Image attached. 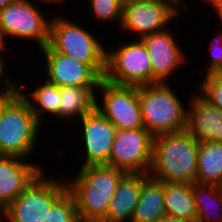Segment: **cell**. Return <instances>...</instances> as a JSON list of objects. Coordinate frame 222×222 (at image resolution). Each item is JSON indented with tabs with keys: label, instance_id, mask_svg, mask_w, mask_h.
Segmentation results:
<instances>
[{
	"label": "cell",
	"instance_id": "1",
	"mask_svg": "<svg viewBox=\"0 0 222 222\" xmlns=\"http://www.w3.org/2000/svg\"><path fill=\"white\" fill-rule=\"evenodd\" d=\"M125 171L108 165H90L67 182L73 195L80 222H101Z\"/></svg>",
	"mask_w": 222,
	"mask_h": 222
},
{
	"label": "cell",
	"instance_id": "2",
	"mask_svg": "<svg viewBox=\"0 0 222 222\" xmlns=\"http://www.w3.org/2000/svg\"><path fill=\"white\" fill-rule=\"evenodd\" d=\"M198 146L187 130L154 137L149 176L161 182L196 183Z\"/></svg>",
	"mask_w": 222,
	"mask_h": 222
},
{
	"label": "cell",
	"instance_id": "3",
	"mask_svg": "<svg viewBox=\"0 0 222 222\" xmlns=\"http://www.w3.org/2000/svg\"><path fill=\"white\" fill-rule=\"evenodd\" d=\"M169 83L139 87L144 128L154 137L187 130L188 109Z\"/></svg>",
	"mask_w": 222,
	"mask_h": 222
},
{
	"label": "cell",
	"instance_id": "4",
	"mask_svg": "<svg viewBox=\"0 0 222 222\" xmlns=\"http://www.w3.org/2000/svg\"><path fill=\"white\" fill-rule=\"evenodd\" d=\"M40 129L30 104L19 92L4 107L1 116L0 155L28 159L35 149Z\"/></svg>",
	"mask_w": 222,
	"mask_h": 222
},
{
	"label": "cell",
	"instance_id": "5",
	"mask_svg": "<svg viewBox=\"0 0 222 222\" xmlns=\"http://www.w3.org/2000/svg\"><path fill=\"white\" fill-rule=\"evenodd\" d=\"M48 46L56 52L90 64L102 77L107 49L92 32L61 14L51 18ZM84 27V28H83Z\"/></svg>",
	"mask_w": 222,
	"mask_h": 222
},
{
	"label": "cell",
	"instance_id": "6",
	"mask_svg": "<svg viewBox=\"0 0 222 222\" xmlns=\"http://www.w3.org/2000/svg\"><path fill=\"white\" fill-rule=\"evenodd\" d=\"M114 49L106 51L103 79L117 85L140 87L152 84L150 57L147 48L139 38L117 44V48Z\"/></svg>",
	"mask_w": 222,
	"mask_h": 222
},
{
	"label": "cell",
	"instance_id": "7",
	"mask_svg": "<svg viewBox=\"0 0 222 222\" xmlns=\"http://www.w3.org/2000/svg\"><path fill=\"white\" fill-rule=\"evenodd\" d=\"M45 176V177H44ZM68 189L67 184L42 172L3 211L5 222H43L52 204Z\"/></svg>",
	"mask_w": 222,
	"mask_h": 222
},
{
	"label": "cell",
	"instance_id": "8",
	"mask_svg": "<svg viewBox=\"0 0 222 222\" xmlns=\"http://www.w3.org/2000/svg\"><path fill=\"white\" fill-rule=\"evenodd\" d=\"M32 3V0H20L7 5L0 11V33L6 38L35 41L39 48L49 42L51 19L48 20Z\"/></svg>",
	"mask_w": 222,
	"mask_h": 222
},
{
	"label": "cell",
	"instance_id": "9",
	"mask_svg": "<svg viewBox=\"0 0 222 222\" xmlns=\"http://www.w3.org/2000/svg\"><path fill=\"white\" fill-rule=\"evenodd\" d=\"M98 89H101L103 101L100 105L96 93V109L109 119L117 130L144 128L138 86L117 85L102 79Z\"/></svg>",
	"mask_w": 222,
	"mask_h": 222
},
{
	"label": "cell",
	"instance_id": "10",
	"mask_svg": "<svg viewBox=\"0 0 222 222\" xmlns=\"http://www.w3.org/2000/svg\"><path fill=\"white\" fill-rule=\"evenodd\" d=\"M154 136L145 128L117 130L109 166L126 173L149 174L153 159Z\"/></svg>",
	"mask_w": 222,
	"mask_h": 222
},
{
	"label": "cell",
	"instance_id": "11",
	"mask_svg": "<svg viewBox=\"0 0 222 222\" xmlns=\"http://www.w3.org/2000/svg\"><path fill=\"white\" fill-rule=\"evenodd\" d=\"M180 9L171 0H144L123 8V32L137 33L139 39L168 28L178 18Z\"/></svg>",
	"mask_w": 222,
	"mask_h": 222
},
{
	"label": "cell",
	"instance_id": "12",
	"mask_svg": "<svg viewBox=\"0 0 222 222\" xmlns=\"http://www.w3.org/2000/svg\"><path fill=\"white\" fill-rule=\"evenodd\" d=\"M41 50L48 82L58 87H99L103 77L90 64L53 51L48 45Z\"/></svg>",
	"mask_w": 222,
	"mask_h": 222
},
{
	"label": "cell",
	"instance_id": "13",
	"mask_svg": "<svg viewBox=\"0 0 222 222\" xmlns=\"http://www.w3.org/2000/svg\"><path fill=\"white\" fill-rule=\"evenodd\" d=\"M83 127L81 141L86 153L80 168L90 165H108L117 128L97 109L80 118Z\"/></svg>",
	"mask_w": 222,
	"mask_h": 222
},
{
	"label": "cell",
	"instance_id": "14",
	"mask_svg": "<svg viewBox=\"0 0 222 222\" xmlns=\"http://www.w3.org/2000/svg\"><path fill=\"white\" fill-rule=\"evenodd\" d=\"M175 39L167 28L140 38L150 57L152 84L168 83L167 79L187 60Z\"/></svg>",
	"mask_w": 222,
	"mask_h": 222
},
{
	"label": "cell",
	"instance_id": "15",
	"mask_svg": "<svg viewBox=\"0 0 222 222\" xmlns=\"http://www.w3.org/2000/svg\"><path fill=\"white\" fill-rule=\"evenodd\" d=\"M25 158L0 155V210L3 212L43 172Z\"/></svg>",
	"mask_w": 222,
	"mask_h": 222
},
{
	"label": "cell",
	"instance_id": "16",
	"mask_svg": "<svg viewBox=\"0 0 222 222\" xmlns=\"http://www.w3.org/2000/svg\"><path fill=\"white\" fill-rule=\"evenodd\" d=\"M188 106L187 131L199 142H222V111L196 92Z\"/></svg>",
	"mask_w": 222,
	"mask_h": 222
},
{
	"label": "cell",
	"instance_id": "17",
	"mask_svg": "<svg viewBox=\"0 0 222 222\" xmlns=\"http://www.w3.org/2000/svg\"><path fill=\"white\" fill-rule=\"evenodd\" d=\"M148 177L149 174L126 173L119 181L106 217L101 222H131L143 182Z\"/></svg>",
	"mask_w": 222,
	"mask_h": 222
},
{
	"label": "cell",
	"instance_id": "18",
	"mask_svg": "<svg viewBox=\"0 0 222 222\" xmlns=\"http://www.w3.org/2000/svg\"><path fill=\"white\" fill-rule=\"evenodd\" d=\"M164 182L148 177L142 185L140 199L131 222H156L166 215Z\"/></svg>",
	"mask_w": 222,
	"mask_h": 222
},
{
	"label": "cell",
	"instance_id": "19",
	"mask_svg": "<svg viewBox=\"0 0 222 222\" xmlns=\"http://www.w3.org/2000/svg\"><path fill=\"white\" fill-rule=\"evenodd\" d=\"M96 90L98 87H60L59 118H82L93 112L96 109Z\"/></svg>",
	"mask_w": 222,
	"mask_h": 222
},
{
	"label": "cell",
	"instance_id": "20",
	"mask_svg": "<svg viewBox=\"0 0 222 222\" xmlns=\"http://www.w3.org/2000/svg\"><path fill=\"white\" fill-rule=\"evenodd\" d=\"M166 215L197 221V210L194 201L193 184L164 182Z\"/></svg>",
	"mask_w": 222,
	"mask_h": 222
},
{
	"label": "cell",
	"instance_id": "21",
	"mask_svg": "<svg viewBox=\"0 0 222 222\" xmlns=\"http://www.w3.org/2000/svg\"><path fill=\"white\" fill-rule=\"evenodd\" d=\"M196 183L222 185V142L199 143Z\"/></svg>",
	"mask_w": 222,
	"mask_h": 222
},
{
	"label": "cell",
	"instance_id": "22",
	"mask_svg": "<svg viewBox=\"0 0 222 222\" xmlns=\"http://www.w3.org/2000/svg\"><path fill=\"white\" fill-rule=\"evenodd\" d=\"M20 87L21 86L19 85V92L30 104L31 110L40 125L43 124L42 121L44 120L42 119L45 116V113H48V115L51 116L53 115L55 118H59V107L61 103L60 87L48 82L46 79L43 84H39V87L33 90L32 93L29 92L30 94H24Z\"/></svg>",
	"mask_w": 222,
	"mask_h": 222
},
{
	"label": "cell",
	"instance_id": "23",
	"mask_svg": "<svg viewBox=\"0 0 222 222\" xmlns=\"http://www.w3.org/2000/svg\"><path fill=\"white\" fill-rule=\"evenodd\" d=\"M193 194L197 210L196 222H222L221 186L193 183Z\"/></svg>",
	"mask_w": 222,
	"mask_h": 222
},
{
	"label": "cell",
	"instance_id": "24",
	"mask_svg": "<svg viewBox=\"0 0 222 222\" xmlns=\"http://www.w3.org/2000/svg\"><path fill=\"white\" fill-rule=\"evenodd\" d=\"M43 222H80L76 201L68 189L52 204Z\"/></svg>",
	"mask_w": 222,
	"mask_h": 222
},
{
	"label": "cell",
	"instance_id": "25",
	"mask_svg": "<svg viewBox=\"0 0 222 222\" xmlns=\"http://www.w3.org/2000/svg\"><path fill=\"white\" fill-rule=\"evenodd\" d=\"M89 10L96 21L110 22L118 21L122 24L123 7L119 0H86Z\"/></svg>",
	"mask_w": 222,
	"mask_h": 222
},
{
	"label": "cell",
	"instance_id": "26",
	"mask_svg": "<svg viewBox=\"0 0 222 222\" xmlns=\"http://www.w3.org/2000/svg\"><path fill=\"white\" fill-rule=\"evenodd\" d=\"M198 85V92L222 111V73L205 74Z\"/></svg>",
	"mask_w": 222,
	"mask_h": 222
},
{
	"label": "cell",
	"instance_id": "27",
	"mask_svg": "<svg viewBox=\"0 0 222 222\" xmlns=\"http://www.w3.org/2000/svg\"><path fill=\"white\" fill-rule=\"evenodd\" d=\"M218 38V39H217ZM221 38V39H220ZM215 39H217V41H215L217 43L214 44L210 43L211 46L210 48V57H209V67L208 70L206 71V74H210V73H222V32L219 35H216ZM221 41V42H220ZM213 44V45H212ZM219 45V46H218Z\"/></svg>",
	"mask_w": 222,
	"mask_h": 222
},
{
	"label": "cell",
	"instance_id": "28",
	"mask_svg": "<svg viewBox=\"0 0 222 222\" xmlns=\"http://www.w3.org/2000/svg\"><path fill=\"white\" fill-rule=\"evenodd\" d=\"M3 81L4 84L0 89V120L4 110V107L19 93L18 83L12 80Z\"/></svg>",
	"mask_w": 222,
	"mask_h": 222
},
{
	"label": "cell",
	"instance_id": "29",
	"mask_svg": "<svg viewBox=\"0 0 222 222\" xmlns=\"http://www.w3.org/2000/svg\"><path fill=\"white\" fill-rule=\"evenodd\" d=\"M156 222H188V221L177 218V217H172L169 215H164L160 219H158Z\"/></svg>",
	"mask_w": 222,
	"mask_h": 222
},
{
	"label": "cell",
	"instance_id": "30",
	"mask_svg": "<svg viewBox=\"0 0 222 222\" xmlns=\"http://www.w3.org/2000/svg\"><path fill=\"white\" fill-rule=\"evenodd\" d=\"M4 49L6 50V47H0V80H4L3 75H4L5 70H6L5 66H4L6 63H4L3 56L1 55L2 54L1 52L4 51Z\"/></svg>",
	"mask_w": 222,
	"mask_h": 222
},
{
	"label": "cell",
	"instance_id": "31",
	"mask_svg": "<svg viewBox=\"0 0 222 222\" xmlns=\"http://www.w3.org/2000/svg\"><path fill=\"white\" fill-rule=\"evenodd\" d=\"M39 1L40 4L39 5H50L52 3L54 4H58V6L62 5V3L64 2L65 3V0H36V2Z\"/></svg>",
	"mask_w": 222,
	"mask_h": 222
},
{
	"label": "cell",
	"instance_id": "32",
	"mask_svg": "<svg viewBox=\"0 0 222 222\" xmlns=\"http://www.w3.org/2000/svg\"><path fill=\"white\" fill-rule=\"evenodd\" d=\"M213 8L216 10L215 12L219 16L220 22L222 23V0L219 1Z\"/></svg>",
	"mask_w": 222,
	"mask_h": 222
},
{
	"label": "cell",
	"instance_id": "33",
	"mask_svg": "<svg viewBox=\"0 0 222 222\" xmlns=\"http://www.w3.org/2000/svg\"><path fill=\"white\" fill-rule=\"evenodd\" d=\"M177 7H179L182 10H187L188 5L185 4L186 1L184 0H171Z\"/></svg>",
	"mask_w": 222,
	"mask_h": 222
},
{
	"label": "cell",
	"instance_id": "34",
	"mask_svg": "<svg viewBox=\"0 0 222 222\" xmlns=\"http://www.w3.org/2000/svg\"><path fill=\"white\" fill-rule=\"evenodd\" d=\"M140 1H144V0H119L121 6L124 8L125 6L127 5H130V4H134V3H138Z\"/></svg>",
	"mask_w": 222,
	"mask_h": 222
},
{
	"label": "cell",
	"instance_id": "35",
	"mask_svg": "<svg viewBox=\"0 0 222 222\" xmlns=\"http://www.w3.org/2000/svg\"><path fill=\"white\" fill-rule=\"evenodd\" d=\"M17 1H20V0H0V11L5 8L7 5L11 4V3H14V2H17Z\"/></svg>",
	"mask_w": 222,
	"mask_h": 222
},
{
	"label": "cell",
	"instance_id": "36",
	"mask_svg": "<svg viewBox=\"0 0 222 222\" xmlns=\"http://www.w3.org/2000/svg\"><path fill=\"white\" fill-rule=\"evenodd\" d=\"M206 1L207 3L209 2V5L211 4V6L214 7L221 0H206Z\"/></svg>",
	"mask_w": 222,
	"mask_h": 222
},
{
	"label": "cell",
	"instance_id": "37",
	"mask_svg": "<svg viewBox=\"0 0 222 222\" xmlns=\"http://www.w3.org/2000/svg\"><path fill=\"white\" fill-rule=\"evenodd\" d=\"M5 45H6V43L4 42V40L1 36V33H0V47H6Z\"/></svg>",
	"mask_w": 222,
	"mask_h": 222
},
{
	"label": "cell",
	"instance_id": "38",
	"mask_svg": "<svg viewBox=\"0 0 222 222\" xmlns=\"http://www.w3.org/2000/svg\"><path fill=\"white\" fill-rule=\"evenodd\" d=\"M3 220V212L0 210V222Z\"/></svg>",
	"mask_w": 222,
	"mask_h": 222
}]
</instances>
